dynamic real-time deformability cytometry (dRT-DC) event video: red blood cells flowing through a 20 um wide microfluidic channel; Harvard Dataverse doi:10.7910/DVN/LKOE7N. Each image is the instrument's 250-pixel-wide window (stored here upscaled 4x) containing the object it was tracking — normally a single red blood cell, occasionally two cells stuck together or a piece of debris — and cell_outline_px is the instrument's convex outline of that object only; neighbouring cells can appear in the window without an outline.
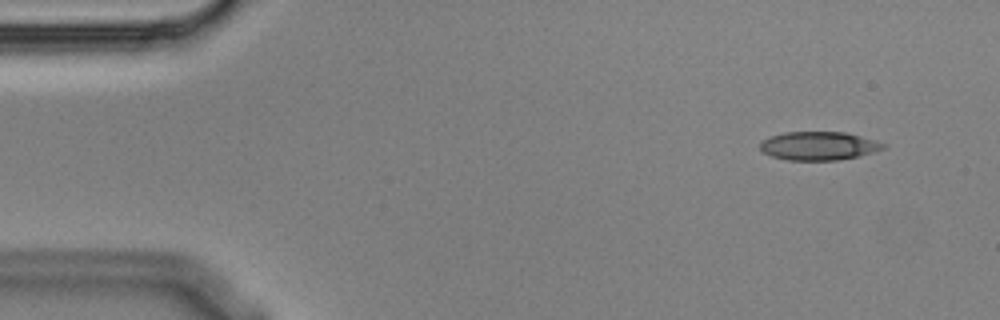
{"species": "Egyptian fruit bat (a non-hibernating species)", "species_latin": "Rousettus aegyptiacus", "temperature_condition": "cold", "stored_images_in_passage": 5, "segment_of_instrument_passage": [1, 2], "camera_frame_rate_fps": 3000, "um_per_image_px": 0.085, "animal": {"sex": "male"}, "frame": {"image": 1, "passage_image": 1, "time_ms": 0.0, "image_size_px": [1000, 320], "cell_outline_px": [[884, 148], [860, 156], [836, 160], [788, 160], [772, 156], [764, 152], [760, 148], [760, 144], [764, 140], [772, 136], [784, 132], [844, 132], [876, 140], [884, 144]], "centroid_in_image_um": [69.59, 12.4], "position_along_channel_um": 15.4, "area_um2": 20.17}}
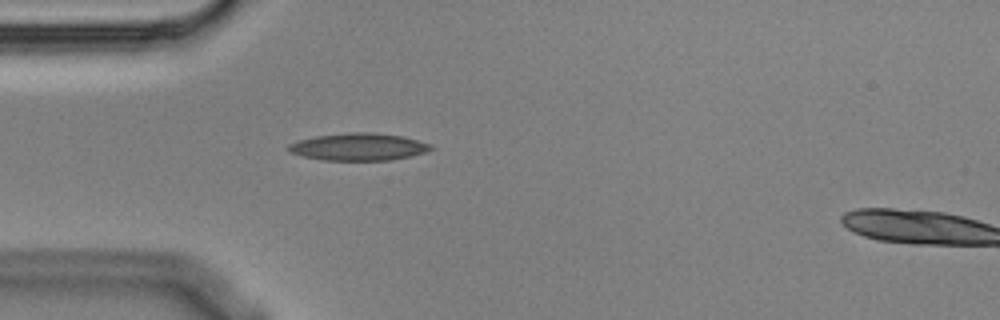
{"frame": {"image": 2, "passage_image": 4, "time_ms": 1.0, "image_size_px": [1000, 320], "cell_outline_px": [[436, 148], [428, 152], [392, 160], [320, 160], [288, 152], [284, 148], [288, 144], [300, 140], [316, 136], [352, 132], [368, 132], [404, 136], [432, 144]], "centroid_in_image_um": [30.51, 12.48], "position_along_channel_um": 54.5, "area_um2": 22.89}}